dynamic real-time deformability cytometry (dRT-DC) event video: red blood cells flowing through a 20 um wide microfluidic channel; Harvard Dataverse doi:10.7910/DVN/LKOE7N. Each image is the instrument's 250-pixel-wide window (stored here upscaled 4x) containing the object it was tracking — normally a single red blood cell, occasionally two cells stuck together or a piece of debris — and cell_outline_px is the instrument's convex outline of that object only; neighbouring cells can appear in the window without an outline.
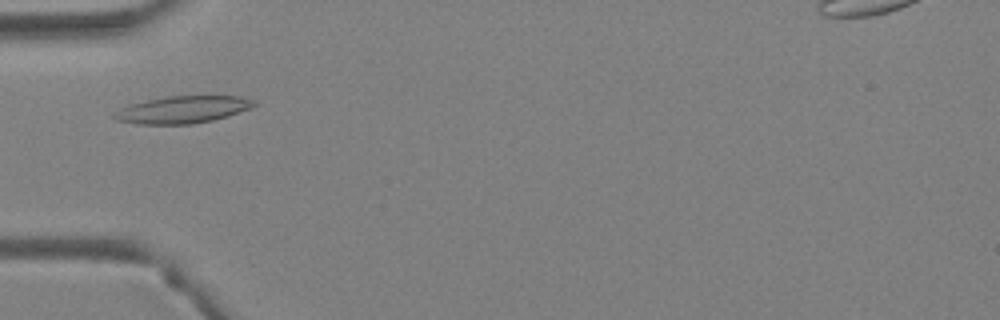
{"species": "Egyptian fruit bat (a non-hibernating species)", "species_latin": "Rousettus aegyptiacus", "temperature_condition": "warm", "stored_images_in_passage": 34, "camera_frame_rate_fps": 3000, "um_per_image_px": 0.085, "animal": {"sex": "female"}, "frame": {"image": 1, "passage_image": 7, "time_ms": 2.0, "image_size_px": [1000, 320], "cell_outline_px": [[256, 104], [252, 108], [228, 116], [212, 120], [192, 124], [136, 124], [116, 120], [112, 116], [120, 108], [128, 104], [168, 96], [240, 96], [256, 100]], "centroid_in_image_um": [15.54, 9.32], "position_along_channel_um": 69.5, "area_um2": 22.2}}
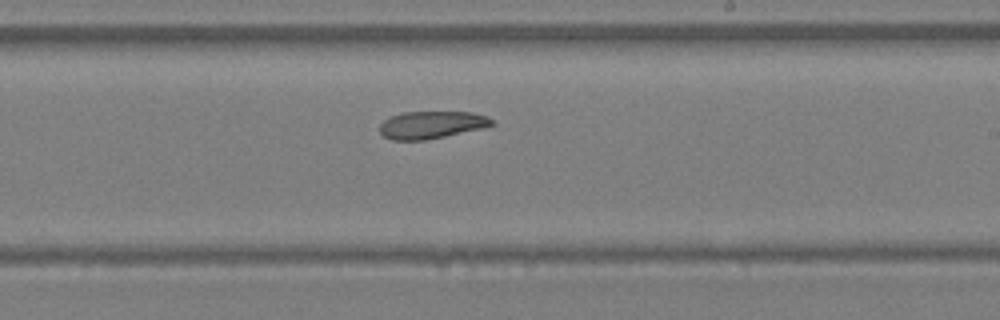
{"frame": {"image": 2, "passage_image": 18, "time_ms": 5.667, "image_size_px": [1000, 320], "cell_outline_px": [[496, 124], [484, 128], [424, 140], [392, 140], [384, 136], [380, 132], [380, 124], [384, 120], [400, 112], [472, 112], [488, 116]], "centroid_in_image_um": [36.7, 10.6], "position_along_channel_um": 252.3, "area_um2": 17.92}}
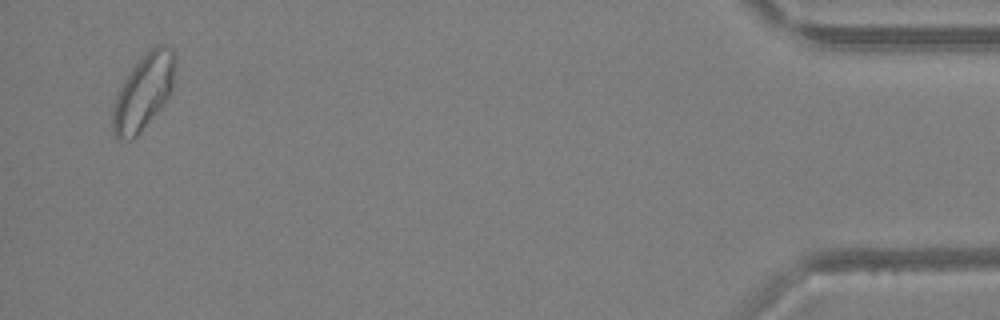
{"frame": {"image": 3, "passage_image": 33, "time_ms": 10.667, "image_size_px": [1000, 320], "cell_outline_px": [[176, 64], [172, 92], [160, 108], [140, 132], [132, 140], [120, 140], [112, 132], [112, 112], [116, 96], [124, 80], [132, 68], [156, 44], [168, 44], [172, 48], [176, 56]], "centroid_in_image_um": [12.23, 7.81], "position_along_channel_um": 423.0, "area_um2": 27.4}}